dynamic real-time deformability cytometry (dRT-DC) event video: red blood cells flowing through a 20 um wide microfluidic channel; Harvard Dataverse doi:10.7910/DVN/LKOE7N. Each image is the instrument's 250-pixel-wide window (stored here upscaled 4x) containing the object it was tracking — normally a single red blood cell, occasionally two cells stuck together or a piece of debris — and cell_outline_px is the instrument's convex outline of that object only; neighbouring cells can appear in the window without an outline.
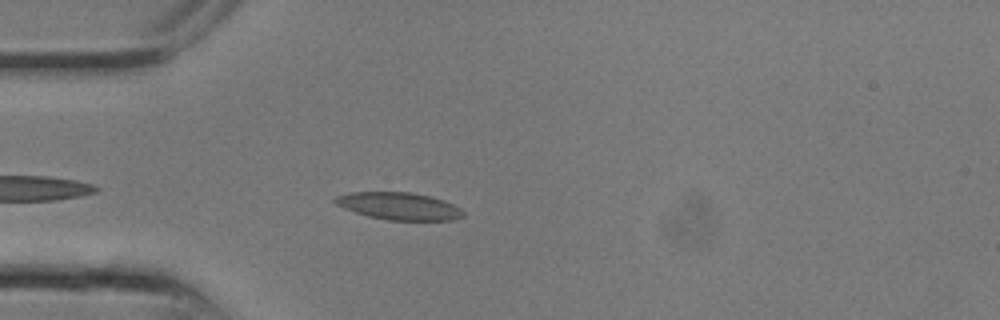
{"species": "common noctule bat (a hibernating species)", "species_latin": "Nyctalus noctula", "temperature_condition": "room temperature", "stored_images_in_passage": 8, "camera_frame_rate_fps": 3000, "um_per_image_px": 0.085, "animal": {"sex": "male", "body_mass_g": 13.3}, "frame": {"image": 1, "passage_image": 6, "time_ms": 1.667, "image_size_px": [1000, 320], "cell_outline_px": [[464, 216], [452, 220], [388, 220], [368, 216], [356, 212], [336, 204], [332, 200], [336, 196], [348, 192], [412, 192], [444, 200], [460, 208], [464, 212]], "centroid_in_image_um": [33.91, 17.51], "position_along_channel_um": 51.1, "area_um2": 20.29}}
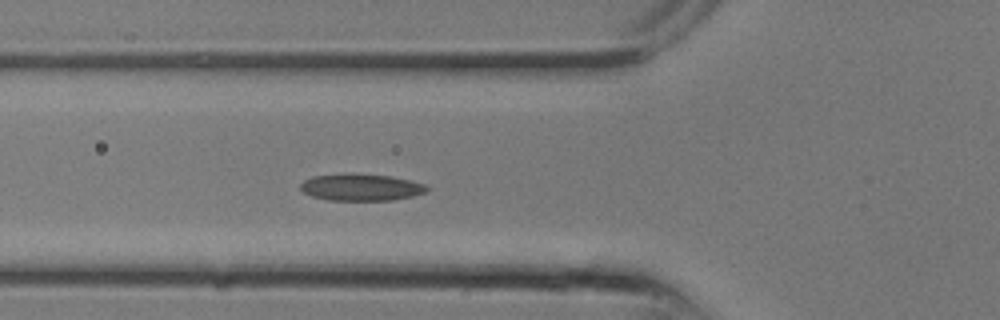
{"frame": {"image": 2, "passage_image": 8, "time_ms": 2.333, "image_size_px": [1000, 320], "cell_outline_px": [[428, 188], [424, 192], [412, 196], [392, 200], [328, 200], [312, 196], [304, 192], [300, 188], [300, 184], [304, 180], [312, 176], [392, 176], [424, 184]], "centroid_in_image_um": [30.68, 15.96], "position_along_channel_um": 95.1, "area_um2": 18.73}}